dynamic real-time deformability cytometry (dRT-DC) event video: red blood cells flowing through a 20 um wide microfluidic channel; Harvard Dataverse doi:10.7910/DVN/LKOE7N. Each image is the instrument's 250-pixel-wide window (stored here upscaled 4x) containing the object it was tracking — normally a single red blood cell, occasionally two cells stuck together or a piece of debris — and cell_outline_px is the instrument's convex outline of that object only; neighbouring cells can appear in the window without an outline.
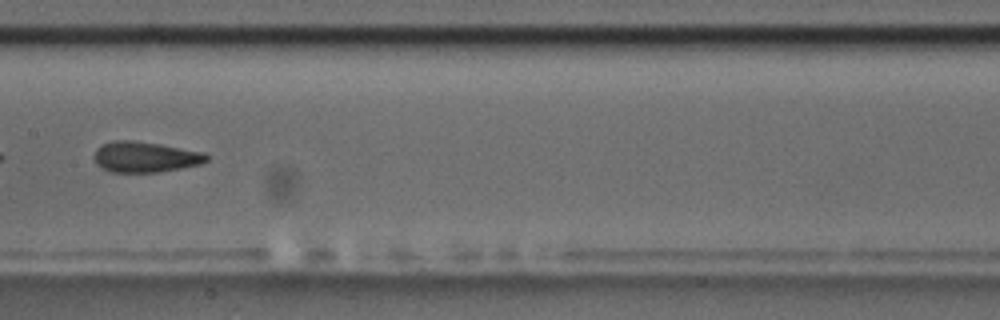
{"species": "common noctule bat (a hibernating species)", "species_latin": "Nyctalus noctula", "temperature_condition": "room temperature", "stored_images_in_passage": 9, "camera_frame_rate_fps": 3000, "um_per_image_px": 0.085, "animal": {"sex": "male", "body_mass_g": 17.5, "forearm_length_mm": 52.3}, "frame": {"image": 1, "passage_image": 9, "time_ms": 9.333, "image_size_px": [1000, 320], "cell_outline_px": [[208, 160], [200, 164], [160, 172], [112, 172], [96, 164], [92, 156], [96, 148], [112, 140], [132, 140], [160, 144], [204, 152], [208, 156]], "centroid_in_image_um": [12.31, 13.33], "position_along_channel_um": 195.1, "area_um2": 20.11}}